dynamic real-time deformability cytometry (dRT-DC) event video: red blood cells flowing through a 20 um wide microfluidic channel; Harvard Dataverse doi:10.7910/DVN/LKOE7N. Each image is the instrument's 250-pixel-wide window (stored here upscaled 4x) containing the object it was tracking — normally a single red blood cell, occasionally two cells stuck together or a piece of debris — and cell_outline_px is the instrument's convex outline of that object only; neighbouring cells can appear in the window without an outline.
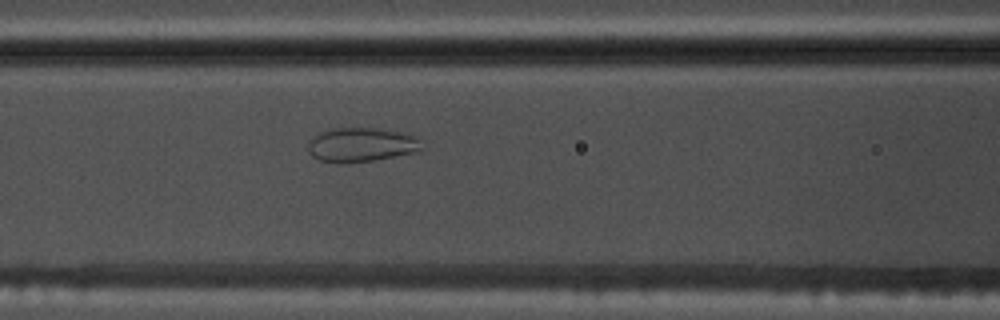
{"species": "common noctule bat (a hibernating species)", "species_latin": "Nyctalus noctula", "temperature_condition": "warm", "stored_images_in_passage": 46, "camera_frame_rate_fps": 3000, "um_per_image_px": 0.085, "animal": {"sex": "male", "body_mass_g": 17.5, "forearm_length_mm": 52.3}, "frame": {"image": 1, "passage_image": 15, "time_ms": 4.667, "image_size_px": [1000, 320], "cell_outline_px": [[424, 148], [420, 152], [348, 164], [340, 164], [320, 160], [312, 156], [308, 152], [308, 140], [320, 132], [332, 128], [372, 128], [420, 136]], "centroid_in_image_um": [30.73, 12.32], "position_along_channel_um": 135.9, "area_um2": 23.06}}
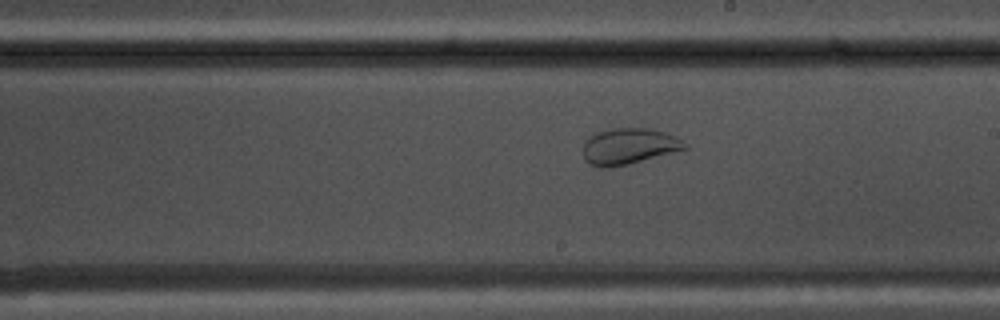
{"frame": {"image": 2, "passage_image": 23, "time_ms": 7.333, "image_size_px": [1000, 320], "cell_outline_px": [[688, 148], [628, 164], [608, 168], [600, 168], [588, 164], [584, 160], [584, 140], [596, 132], [612, 128], [648, 128], [664, 132], [688, 144]], "centroid_in_image_um": [53.4, 12.44], "position_along_channel_um": 235.6, "area_um2": 21.33}}
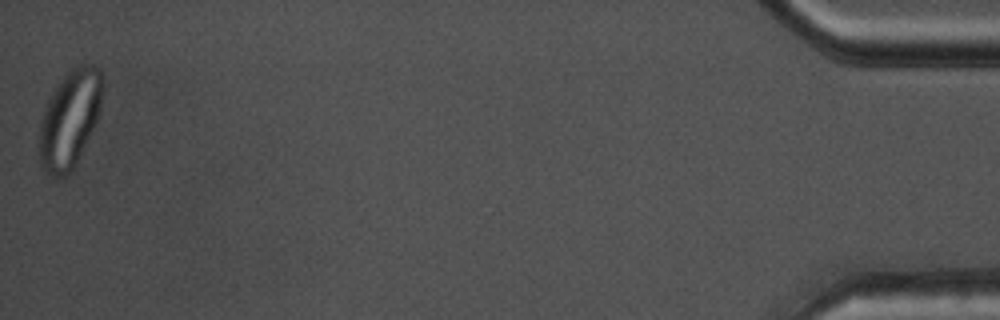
{"frame": {"image": 3, "passage_image": 46, "time_ms": 15.0, "image_size_px": [1000, 320], "cell_outline_px": [[104, 88], [100, 112], [96, 124], [72, 168], [64, 176], [56, 176], [44, 172], [40, 164], [40, 124], [44, 108], [48, 100], [60, 80], [72, 68], [80, 64], [92, 64], [104, 76]], "centroid_in_image_um": [5.96, 10.06], "position_along_channel_um": 429.2, "area_um2": 35.66}}